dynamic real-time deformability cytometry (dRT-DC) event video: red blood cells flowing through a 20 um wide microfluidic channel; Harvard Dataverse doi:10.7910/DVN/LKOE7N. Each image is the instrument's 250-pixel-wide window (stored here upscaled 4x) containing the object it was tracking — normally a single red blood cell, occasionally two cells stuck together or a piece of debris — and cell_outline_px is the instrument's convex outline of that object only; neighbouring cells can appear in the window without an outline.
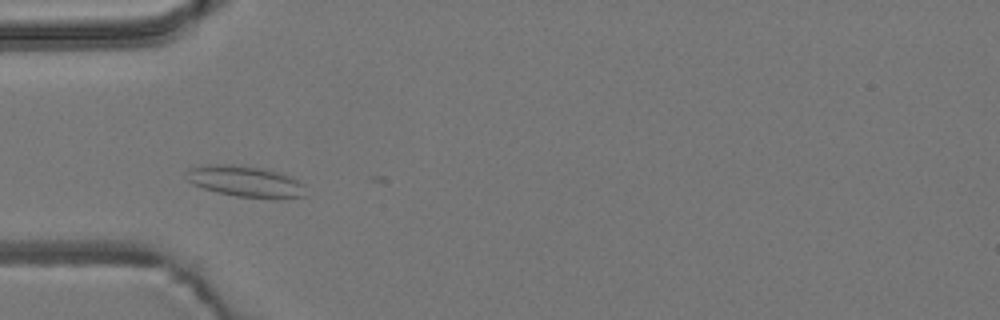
{"species": "common noctule bat (a hibernating species)", "species_latin": "Nyctalus noctula", "temperature_condition": "room temperature", "stored_images_in_passage": 36, "camera_frame_rate_fps": 3000, "um_per_image_px": 0.085, "animal": {"sex": "male", "body_mass_g": 19.2, "forearm_length_mm": 51.8}, "frame": {"image": 1, "passage_image": 11, "time_ms": 3.333, "image_size_px": [1000, 320], "cell_outline_px": [[308, 196], [276, 200], [272, 200], [236, 196], [204, 188], [192, 184], [184, 176], [184, 172], [188, 168], [208, 164], [232, 164], [260, 168], [280, 172], [292, 176], [304, 184]], "centroid_in_image_um": [20.92, 15.44], "position_along_channel_um": 64.1, "area_um2": 22.31}}
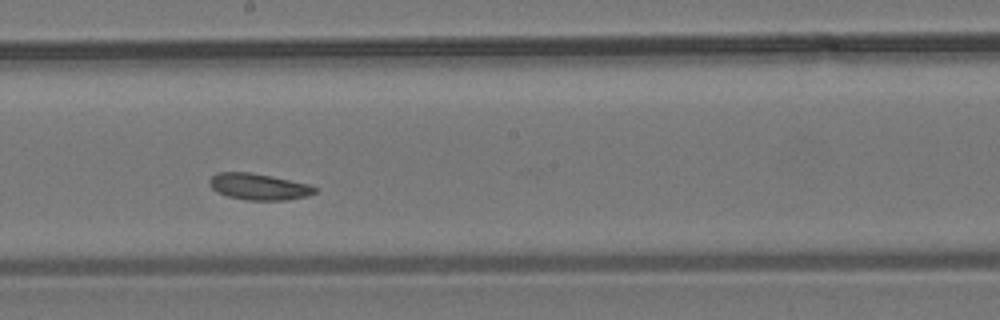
{"frame": {"image": 2, "passage_image": 24, "time_ms": 7.667, "image_size_px": [1000, 320], "cell_outline_px": [[316, 192], [308, 196], [288, 200], [244, 200], [228, 196], [216, 192], [208, 184], [208, 180], [212, 176], [220, 172], [248, 172], [272, 176], [308, 184], [316, 188]], "centroid_in_image_um": [21.97, 15.87], "position_along_channel_um": 226.2, "area_um2": 16.24}}
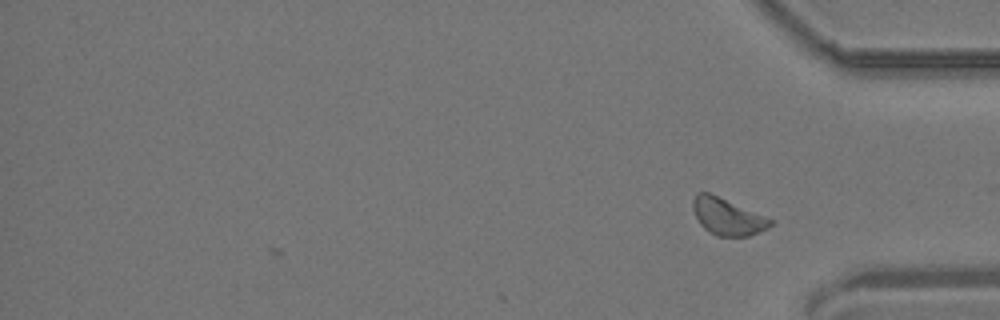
{"frame": {"image": 3, "passage_image": 36, "time_ms": 11.667, "image_size_px": [1000, 320], "cell_outline_px": [[776, 220], [768, 228], [748, 236], [716, 236], [704, 228], [700, 224], [692, 208], [692, 200], [696, 192], [708, 192]], "centroid_in_image_um": [61.84, 18.41], "position_along_channel_um": 373.4, "area_um2": 16.65}, "authors_computed_cell_mechanics": {"area_um2": 16.8487, "velocity_mm_per_s": 3.7614, "shape_relaxation_time_tau1_ms": 4.1717, "shape_relaxation_time_tau2_ms": 4.8461, "deformation_change_tau1": 0.0525, "deformation_change_tau2": 0.1037}}